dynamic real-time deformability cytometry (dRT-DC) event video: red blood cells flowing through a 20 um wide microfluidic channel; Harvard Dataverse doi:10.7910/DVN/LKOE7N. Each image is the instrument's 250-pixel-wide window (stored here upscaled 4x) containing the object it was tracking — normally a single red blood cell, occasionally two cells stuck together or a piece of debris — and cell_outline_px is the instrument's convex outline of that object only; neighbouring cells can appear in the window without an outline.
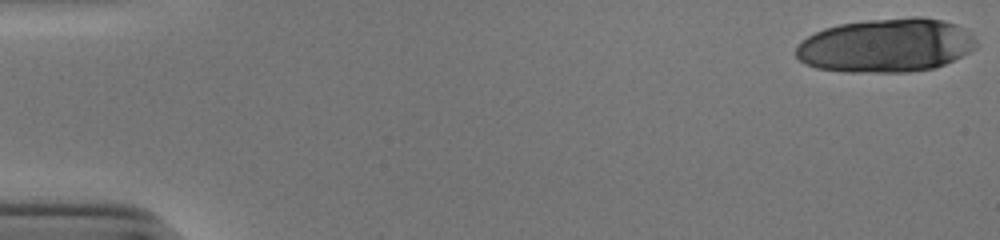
{"species": "human", "species_latin": "Homo sapiens", "temperature_condition": "cold", "stored_images_in_passage": 19, "camera_frame_rate_fps": 3000, "um_per_image_px": 0.085, "donor": {"sex": "male"}, "frame": {"image": 1, "passage_image": 1, "time_ms": 0.0, "image_size_px": [1000, 240], "cell_outline_px": [[976, 48], [944, 64], [932, 68], [908, 72], [844, 72], [816, 68], [804, 64], [796, 56], [796, 44], [800, 40], [824, 28], [840, 24], [868, 20], [912, 16], [924, 16], [944, 20], [956, 24], [972, 36], [976, 40]], "centroid_in_image_um": [75.27, 3.85], "position_along_channel_um": 9.7, "area_um2": 56.7}}